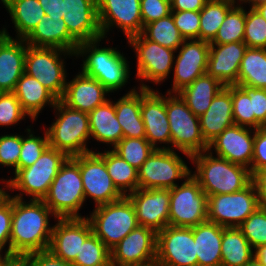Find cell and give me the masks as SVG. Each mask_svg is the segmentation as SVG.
I'll use <instances>...</instances> for the list:
<instances>
[{
  "instance_id": "obj_1",
  "label": "cell",
  "mask_w": 266,
  "mask_h": 266,
  "mask_svg": "<svg viewBox=\"0 0 266 266\" xmlns=\"http://www.w3.org/2000/svg\"><path fill=\"white\" fill-rule=\"evenodd\" d=\"M49 215L57 219L42 200L26 202L12 197L10 254L48 250L53 232Z\"/></svg>"
},
{
  "instance_id": "obj_2",
  "label": "cell",
  "mask_w": 266,
  "mask_h": 266,
  "mask_svg": "<svg viewBox=\"0 0 266 266\" xmlns=\"http://www.w3.org/2000/svg\"><path fill=\"white\" fill-rule=\"evenodd\" d=\"M190 160L196 165V171L191 175L207 197L238 192L252 182L250 169L213 156V152L208 150L191 156Z\"/></svg>"
},
{
  "instance_id": "obj_3",
  "label": "cell",
  "mask_w": 266,
  "mask_h": 266,
  "mask_svg": "<svg viewBox=\"0 0 266 266\" xmlns=\"http://www.w3.org/2000/svg\"><path fill=\"white\" fill-rule=\"evenodd\" d=\"M98 38L81 42L77 47L75 57H83L81 72L98 80L109 92L122 89L131 75L127 58L115 47L100 46ZM100 46V47H99Z\"/></svg>"
},
{
  "instance_id": "obj_4",
  "label": "cell",
  "mask_w": 266,
  "mask_h": 266,
  "mask_svg": "<svg viewBox=\"0 0 266 266\" xmlns=\"http://www.w3.org/2000/svg\"><path fill=\"white\" fill-rule=\"evenodd\" d=\"M53 110L55 122L46 130L49 146L74 157L93 150L88 148L91 138L88 113L72 109L58 100Z\"/></svg>"
},
{
  "instance_id": "obj_5",
  "label": "cell",
  "mask_w": 266,
  "mask_h": 266,
  "mask_svg": "<svg viewBox=\"0 0 266 266\" xmlns=\"http://www.w3.org/2000/svg\"><path fill=\"white\" fill-rule=\"evenodd\" d=\"M68 158L64 152L48 146L33 165L19 169L14 177L9 179V191H20L12 197L24 199L23 195H26L31 197L30 200H43Z\"/></svg>"
},
{
  "instance_id": "obj_6",
  "label": "cell",
  "mask_w": 266,
  "mask_h": 266,
  "mask_svg": "<svg viewBox=\"0 0 266 266\" xmlns=\"http://www.w3.org/2000/svg\"><path fill=\"white\" fill-rule=\"evenodd\" d=\"M42 201L57 218H84L79 213L86 201L80 167L71 157L61 166Z\"/></svg>"
},
{
  "instance_id": "obj_7",
  "label": "cell",
  "mask_w": 266,
  "mask_h": 266,
  "mask_svg": "<svg viewBox=\"0 0 266 266\" xmlns=\"http://www.w3.org/2000/svg\"><path fill=\"white\" fill-rule=\"evenodd\" d=\"M166 113L171 132V150L181 151L188 159L191 156L206 151L199 117L188 107L178 93L166 94ZM173 147V148H172Z\"/></svg>"
},
{
  "instance_id": "obj_8",
  "label": "cell",
  "mask_w": 266,
  "mask_h": 266,
  "mask_svg": "<svg viewBox=\"0 0 266 266\" xmlns=\"http://www.w3.org/2000/svg\"><path fill=\"white\" fill-rule=\"evenodd\" d=\"M86 218L93 233L109 250L139 226L134 206L127 196L96 206Z\"/></svg>"
},
{
  "instance_id": "obj_9",
  "label": "cell",
  "mask_w": 266,
  "mask_h": 266,
  "mask_svg": "<svg viewBox=\"0 0 266 266\" xmlns=\"http://www.w3.org/2000/svg\"><path fill=\"white\" fill-rule=\"evenodd\" d=\"M75 53L58 48L33 47L27 44L24 72L37 79L59 100L63 97L67 80L65 56ZM64 56V57H62Z\"/></svg>"
},
{
  "instance_id": "obj_10",
  "label": "cell",
  "mask_w": 266,
  "mask_h": 266,
  "mask_svg": "<svg viewBox=\"0 0 266 266\" xmlns=\"http://www.w3.org/2000/svg\"><path fill=\"white\" fill-rule=\"evenodd\" d=\"M138 171V188L171 189L191 175L187 163L171 149H155Z\"/></svg>"
},
{
  "instance_id": "obj_11",
  "label": "cell",
  "mask_w": 266,
  "mask_h": 266,
  "mask_svg": "<svg viewBox=\"0 0 266 266\" xmlns=\"http://www.w3.org/2000/svg\"><path fill=\"white\" fill-rule=\"evenodd\" d=\"M127 43L133 47L137 57V73L135 75L137 80H141L138 89H153L143 81L156 85L165 82L173 70L176 50L146 39L141 33L130 37Z\"/></svg>"
},
{
  "instance_id": "obj_12",
  "label": "cell",
  "mask_w": 266,
  "mask_h": 266,
  "mask_svg": "<svg viewBox=\"0 0 266 266\" xmlns=\"http://www.w3.org/2000/svg\"><path fill=\"white\" fill-rule=\"evenodd\" d=\"M208 197L198 181L189 175L181 185L170 189L169 225L194 227L207 221Z\"/></svg>"
},
{
  "instance_id": "obj_13",
  "label": "cell",
  "mask_w": 266,
  "mask_h": 266,
  "mask_svg": "<svg viewBox=\"0 0 266 266\" xmlns=\"http://www.w3.org/2000/svg\"><path fill=\"white\" fill-rule=\"evenodd\" d=\"M259 207L256 189L251 182L238 192L208 196L207 221L224 228L239 227Z\"/></svg>"
},
{
  "instance_id": "obj_14",
  "label": "cell",
  "mask_w": 266,
  "mask_h": 266,
  "mask_svg": "<svg viewBox=\"0 0 266 266\" xmlns=\"http://www.w3.org/2000/svg\"><path fill=\"white\" fill-rule=\"evenodd\" d=\"M80 167L85 200L93 199L95 207L117 201L123 195L114 186L104 159L95 151L71 157Z\"/></svg>"
},
{
  "instance_id": "obj_15",
  "label": "cell",
  "mask_w": 266,
  "mask_h": 266,
  "mask_svg": "<svg viewBox=\"0 0 266 266\" xmlns=\"http://www.w3.org/2000/svg\"><path fill=\"white\" fill-rule=\"evenodd\" d=\"M158 266H198L193 227L166 226L157 232Z\"/></svg>"
},
{
  "instance_id": "obj_16",
  "label": "cell",
  "mask_w": 266,
  "mask_h": 266,
  "mask_svg": "<svg viewBox=\"0 0 266 266\" xmlns=\"http://www.w3.org/2000/svg\"><path fill=\"white\" fill-rule=\"evenodd\" d=\"M177 50L178 55H175L173 64L172 89H168L166 93H178L207 73L209 42L200 39L184 40Z\"/></svg>"
},
{
  "instance_id": "obj_17",
  "label": "cell",
  "mask_w": 266,
  "mask_h": 266,
  "mask_svg": "<svg viewBox=\"0 0 266 266\" xmlns=\"http://www.w3.org/2000/svg\"><path fill=\"white\" fill-rule=\"evenodd\" d=\"M157 233L138 226L110 250L111 266H134L156 262Z\"/></svg>"
},
{
  "instance_id": "obj_18",
  "label": "cell",
  "mask_w": 266,
  "mask_h": 266,
  "mask_svg": "<svg viewBox=\"0 0 266 266\" xmlns=\"http://www.w3.org/2000/svg\"><path fill=\"white\" fill-rule=\"evenodd\" d=\"M97 11L103 38L111 28H119L127 40L142 32L140 0H97Z\"/></svg>"
},
{
  "instance_id": "obj_19",
  "label": "cell",
  "mask_w": 266,
  "mask_h": 266,
  "mask_svg": "<svg viewBox=\"0 0 266 266\" xmlns=\"http://www.w3.org/2000/svg\"><path fill=\"white\" fill-rule=\"evenodd\" d=\"M141 117L145 138L155 149H171V132L166 113V95L154 89H141ZM162 145L161 147L158 144ZM170 144V145H169Z\"/></svg>"
},
{
  "instance_id": "obj_20",
  "label": "cell",
  "mask_w": 266,
  "mask_h": 266,
  "mask_svg": "<svg viewBox=\"0 0 266 266\" xmlns=\"http://www.w3.org/2000/svg\"><path fill=\"white\" fill-rule=\"evenodd\" d=\"M140 226L156 233L169 225L170 189H140L127 194Z\"/></svg>"
},
{
  "instance_id": "obj_21",
  "label": "cell",
  "mask_w": 266,
  "mask_h": 266,
  "mask_svg": "<svg viewBox=\"0 0 266 266\" xmlns=\"http://www.w3.org/2000/svg\"><path fill=\"white\" fill-rule=\"evenodd\" d=\"M48 250L56 257L73 263L81 244L93 233L89 220L84 218H57Z\"/></svg>"
},
{
  "instance_id": "obj_22",
  "label": "cell",
  "mask_w": 266,
  "mask_h": 266,
  "mask_svg": "<svg viewBox=\"0 0 266 266\" xmlns=\"http://www.w3.org/2000/svg\"><path fill=\"white\" fill-rule=\"evenodd\" d=\"M254 138L255 129L234 124L211 141L207 150L209 152L214 150L216 156L242 165L251 172Z\"/></svg>"
},
{
  "instance_id": "obj_23",
  "label": "cell",
  "mask_w": 266,
  "mask_h": 266,
  "mask_svg": "<svg viewBox=\"0 0 266 266\" xmlns=\"http://www.w3.org/2000/svg\"><path fill=\"white\" fill-rule=\"evenodd\" d=\"M63 20L69 34L78 42L103 37L97 11V0H63Z\"/></svg>"
},
{
  "instance_id": "obj_24",
  "label": "cell",
  "mask_w": 266,
  "mask_h": 266,
  "mask_svg": "<svg viewBox=\"0 0 266 266\" xmlns=\"http://www.w3.org/2000/svg\"><path fill=\"white\" fill-rule=\"evenodd\" d=\"M26 52L25 40L13 38L3 26L0 30V93L14 92L24 74Z\"/></svg>"
},
{
  "instance_id": "obj_25",
  "label": "cell",
  "mask_w": 266,
  "mask_h": 266,
  "mask_svg": "<svg viewBox=\"0 0 266 266\" xmlns=\"http://www.w3.org/2000/svg\"><path fill=\"white\" fill-rule=\"evenodd\" d=\"M246 49L244 42L210 44L207 73L224 86L238 85V74Z\"/></svg>"
},
{
  "instance_id": "obj_26",
  "label": "cell",
  "mask_w": 266,
  "mask_h": 266,
  "mask_svg": "<svg viewBox=\"0 0 266 266\" xmlns=\"http://www.w3.org/2000/svg\"><path fill=\"white\" fill-rule=\"evenodd\" d=\"M109 92L98 80L81 71L71 81L68 80L63 97L60 99L68 107L90 113L97 106L109 100Z\"/></svg>"
},
{
  "instance_id": "obj_27",
  "label": "cell",
  "mask_w": 266,
  "mask_h": 266,
  "mask_svg": "<svg viewBox=\"0 0 266 266\" xmlns=\"http://www.w3.org/2000/svg\"><path fill=\"white\" fill-rule=\"evenodd\" d=\"M24 40L33 47L58 48L72 53H76L79 45L69 34L63 18H49L46 14Z\"/></svg>"
},
{
  "instance_id": "obj_28",
  "label": "cell",
  "mask_w": 266,
  "mask_h": 266,
  "mask_svg": "<svg viewBox=\"0 0 266 266\" xmlns=\"http://www.w3.org/2000/svg\"><path fill=\"white\" fill-rule=\"evenodd\" d=\"M202 136L207 144L224 129L234 125L231 85L225 86L212 100L208 110L199 117Z\"/></svg>"
},
{
  "instance_id": "obj_29",
  "label": "cell",
  "mask_w": 266,
  "mask_h": 266,
  "mask_svg": "<svg viewBox=\"0 0 266 266\" xmlns=\"http://www.w3.org/2000/svg\"><path fill=\"white\" fill-rule=\"evenodd\" d=\"M20 102L22 110L31 121H36L39 113L47 105L54 108L59 100L51 91L44 87L37 79L24 74L20 77L13 92Z\"/></svg>"
},
{
  "instance_id": "obj_30",
  "label": "cell",
  "mask_w": 266,
  "mask_h": 266,
  "mask_svg": "<svg viewBox=\"0 0 266 266\" xmlns=\"http://www.w3.org/2000/svg\"><path fill=\"white\" fill-rule=\"evenodd\" d=\"M90 136L112 148L123 138V130L118 122L114 101L107 100L88 113Z\"/></svg>"
},
{
  "instance_id": "obj_31",
  "label": "cell",
  "mask_w": 266,
  "mask_h": 266,
  "mask_svg": "<svg viewBox=\"0 0 266 266\" xmlns=\"http://www.w3.org/2000/svg\"><path fill=\"white\" fill-rule=\"evenodd\" d=\"M224 227L206 221L193 227L198 266H221Z\"/></svg>"
},
{
  "instance_id": "obj_32",
  "label": "cell",
  "mask_w": 266,
  "mask_h": 266,
  "mask_svg": "<svg viewBox=\"0 0 266 266\" xmlns=\"http://www.w3.org/2000/svg\"><path fill=\"white\" fill-rule=\"evenodd\" d=\"M136 86L118 99L116 116L123 130V138H145V125L141 117V88Z\"/></svg>"
},
{
  "instance_id": "obj_33",
  "label": "cell",
  "mask_w": 266,
  "mask_h": 266,
  "mask_svg": "<svg viewBox=\"0 0 266 266\" xmlns=\"http://www.w3.org/2000/svg\"><path fill=\"white\" fill-rule=\"evenodd\" d=\"M224 87L219 80L205 73L184 87L178 94L186 102L187 107L200 117L208 110L213 98Z\"/></svg>"
},
{
  "instance_id": "obj_34",
  "label": "cell",
  "mask_w": 266,
  "mask_h": 266,
  "mask_svg": "<svg viewBox=\"0 0 266 266\" xmlns=\"http://www.w3.org/2000/svg\"><path fill=\"white\" fill-rule=\"evenodd\" d=\"M11 17L18 39H25L45 15L39 0H1Z\"/></svg>"
},
{
  "instance_id": "obj_35",
  "label": "cell",
  "mask_w": 266,
  "mask_h": 266,
  "mask_svg": "<svg viewBox=\"0 0 266 266\" xmlns=\"http://www.w3.org/2000/svg\"><path fill=\"white\" fill-rule=\"evenodd\" d=\"M221 255V266H242L254 256V250L238 227L224 228Z\"/></svg>"
},
{
  "instance_id": "obj_36",
  "label": "cell",
  "mask_w": 266,
  "mask_h": 266,
  "mask_svg": "<svg viewBox=\"0 0 266 266\" xmlns=\"http://www.w3.org/2000/svg\"><path fill=\"white\" fill-rule=\"evenodd\" d=\"M97 153L104 159L114 186L123 196H127V194L134 192L138 188L137 169L132 167L112 149H105L104 152Z\"/></svg>"
},
{
  "instance_id": "obj_37",
  "label": "cell",
  "mask_w": 266,
  "mask_h": 266,
  "mask_svg": "<svg viewBox=\"0 0 266 266\" xmlns=\"http://www.w3.org/2000/svg\"><path fill=\"white\" fill-rule=\"evenodd\" d=\"M238 85L266 89V49L245 50L238 74Z\"/></svg>"
},
{
  "instance_id": "obj_38",
  "label": "cell",
  "mask_w": 266,
  "mask_h": 266,
  "mask_svg": "<svg viewBox=\"0 0 266 266\" xmlns=\"http://www.w3.org/2000/svg\"><path fill=\"white\" fill-rule=\"evenodd\" d=\"M235 5V0H208L200 10L199 39L210 43Z\"/></svg>"
},
{
  "instance_id": "obj_39",
  "label": "cell",
  "mask_w": 266,
  "mask_h": 266,
  "mask_svg": "<svg viewBox=\"0 0 266 266\" xmlns=\"http://www.w3.org/2000/svg\"><path fill=\"white\" fill-rule=\"evenodd\" d=\"M141 34L146 39L173 50H177L185 40L175 26L172 14L144 25Z\"/></svg>"
},
{
  "instance_id": "obj_40",
  "label": "cell",
  "mask_w": 266,
  "mask_h": 266,
  "mask_svg": "<svg viewBox=\"0 0 266 266\" xmlns=\"http://www.w3.org/2000/svg\"><path fill=\"white\" fill-rule=\"evenodd\" d=\"M245 7L235 5L226 15L215 38L210 44L243 42L245 28Z\"/></svg>"
},
{
  "instance_id": "obj_41",
  "label": "cell",
  "mask_w": 266,
  "mask_h": 266,
  "mask_svg": "<svg viewBox=\"0 0 266 266\" xmlns=\"http://www.w3.org/2000/svg\"><path fill=\"white\" fill-rule=\"evenodd\" d=\"M112 150L138 170L155 148L146 138H122Z\"/></svg>"
},
{
  "instance_id": "obj_42",
  "label": "cell",
  "mask_w": 266,
  "mask_h": 266,
  "mask_svg": "<svg viewBox=\"0 0 266 266\" xmlns=\"http://www.w3.org/2000/svg\"><path fill=\"white\" fill-rule=\"evenodd\" d=\"M74 266H111L110 250L106 245L92 233L78 252Z\"/></svg>"
},
{
  "instance_id": "obj_43",
  "label": "cell",
  "mask_w": 266,
  "mask_h": 266,
  "mask_svg": "<svg viewBox=\"0 0 266 266\" xmlns=\"http://www.w3.org/2000/svg\"><path fill=\"white\" fill-rule=\"evenodd\" d=\"M245 9L244 40L247 48L266 49V20L255 8Z\"/></svg>"
},
{
  "instance_id": "obj_44",
  "label": "cell",
  "mask_w": 266,
  "mask_h": 266,
  "mask_svg": "<svg viewBox=\"0 0 266 266\" xmlns=\"http://www.w3.org/2000/svg\"><path fill=\"white\" fill-rule=\"evenodd\" d=\"M27 136H22L21 153L18 162V170L30 167L49 146L46 130L43 137L35 136L30 128H26Z\"/></svg>"
},
{
  "instance_id": "obj_45",
  "label": "cell",
  "mask_w": 266,
  "mask_h": 266,
  "mask_svg": "<svg viewBox=\"0 0 266 266\" xmlns=\"http://www.w3.org/2000/svg\"><path fill=\"white\" fill-rule=\"evenodd\" d=\"M233 120L236 125L255 129V114H252V100L237 85H231Z\"/></svg>"
},
{
  "instance_id": "obj_46",
  "label": "cell",
  "mask_w": 266,
  "mask_h": 266,
  "mask_svg": "<svg viewBox=\"0 0 266 266\" xmlns=\"http://www.w3.org/2000/svg\"><path fill=\"white\" fill-rule=\"evenodd\" d=\"M253 250L266 245V209L258 208L238 227Z\"/></svg>"
},
{
  "instance_id": "obj_47",
  "label": "cell",
  "mask_w": 266,
  "mask_h": 266,
  "mask_svg": "<svg viewBox=\"0 0 266 266\" xmlns=\"http://www.w3.org/2000/svg\"><path fill=\"white\" fill-rule=\"evenodd\" d=\"M22 135L4 134L0 136V166L13 168L18 171V162L21 153Z\"/></svg>"
},
{
  "instance_id": "obj_48",
  "label": "cell",
  "mask_w": 266,
  "mask_h": 266,
  "mask_svg": "<svg viewBox=\"0 0 266 266\" xmlns=\"http://www.w3.org/2000/svg\"><path fill=\"white\" fill-rule=\"evenodd\" d=\"M28 115L22 110L13 92L0 93V126H13Z\"/></svg>"
},
{
  "instance_id": "obj_49",
  "label": "cell",
  "mask_w": 266,
  "mask_h": 266,
  "mask_svg": "<svg viewBox=\"0 0 266 266\" xmlns=\"http://www.w3.org/2000/svg\"><path fill=\"white\" fill-rule=\"evenodd\" d=\"M171 14L185 40L199 39L200 11H171Z\"/></svg>"
},
{
  "instance_id": "obj_50",
  "label": "cell",
  "mask_w": 266,
  "mask_h": 266,
  "mask_svg": "<svg viewBox=\"0 0 266 266\" xmlns=\"http://www.w3.org/2000/svg\"><path fill=\"white\" fill-rule=\"evenodd\" d=\"M239 86L252 100V114H255V129L266 126V89Z\"/></svg>"
},
{
  "instance_id": "obj_51",
  "label": "cell",
  "mask_w": 266,
  "mask_h": 266,
  "mask_svg": "<svg viewBox=\"0 0 266 266\" xmlns=\"http://www.w3.org/2000/svg\"><path fill=\"white\" fill-rule=\"evenodd\" d=\"M143 26L171 14L170 0H140Z\"/></svg>"
},
{
  "instance_id": "obj_52",
  "label": "cell",
  "mask_w": 266,
  "mask_h": 266,
  "mask_svg": "<svg viewBox=\"0 0 266 266\" xmlns=\"http://www.w3.org/2000/svg\"><path fill=\"white\" fill-rule=\"evenodd\" d=\"M12 221V196H10L0 204V252L5 248V255L10 254V233Z\"/></svg>"
},
{
  "instance_id": "obj_53",
  "label": "cell",
  "mask_w": 266,
  "mask_h": 266,
  "mask_svg": "<svg viewBox=\"0 0 266 266\" xmlns=\"http://www.w3.org/2000/svg\"><path fill=\"white\" fill-rule=\"evenodd\" d=\"M266 168V126L255 129L251 175Z\"/></svg>"
},
{
  "instance_id": "obj_54",
  "label": "cell",
  "mask_w": 266,
  "mask_h": 266,
  "mask_svg": "<svg viewBox=\"0 0 266 266\" xmlns=\"http://www.w3.org/2000/svg\"><path fill=\"white\" fill-rule=\"evenodd\" d=\"M30 266H74L54 256L49 250L29 254Z\"/></svg>"
},
{
  "instance_id": "obj_55",
  "label": "cell",
  "mask_w": 266,
  "mask_h": 266,
  "mask_svg": "<svg viewBox=\"0 0 266 266\" xmlns=\"http://www.w3.org/2000/svg\"><path fill=\"white\" fill-rule=\"evenodd\" d=\"M252 183L256 189L260 208L266 209V168L252 174Z\"/></svg>"
},
{
  "instance_id": "obj_56",
  "label": "cell",
  "mask_w": 266,
  "mask_h": 266,
  "mask_svg": "<svg viewBox=\"0 0 266 266\" xmlns=\"http://www.w3.org/2000/svg\"><path fill=\"white\" fill-rule=\"evenodd\" d=\"M208 0H170L171 11H200Z\"/></svg>"
},
{
  "instance_id": "obj_57",
  "label": "cell",
  "mask_w": 266,
  "mask_h": 266,
  "mask_svg": "<svg viewBox=\"0 0 266 266\" xmlns=\"http://www.w3.org/2000/svg\"><path fill=\"white\" fill-rule=\"evenodd\" d=\"M49 18H63V0H39Z\"/></svg>"
},
{
  "instance_id": "obj_58",
  "label": "cell",
  "mask_w": 266,
  "mask_h": 266,
  "mask_svg": "<svg viewBox=\"0 0 266 266\" xmlns=\"http://www.w3.org/2000/svg\"><path fill=\"white\" fill-rule=\"evenodd\" d=\"M0 266H30L29 254H8L0 260Z\"/></svg>"
},
{
  "instance_id": "obj_59",
  "label": "cell",
  "mask_w": 266,
  "mask_h": 266,
  "mask_svg": "<svg viewBox=\"0 0 266 266\" xmlns=\"http://www.w3.org/2000/svg\"><path fill=\"white\" fill-rule=\"evenodd\" d=\"M254 256L263 266H266V245L257 247L254 250Z\"/></svg>"
},
{
  "instance_id": "obj_60",
  "label": "cell",
  "mask_w": 266,
  "mask_h": 266,
  "mask_svg": "<svg viewBox=\"0 0 266 266\" xmlns=\"http://www.w3.org/2000/svg\"><path fill=\"white\" fill-rule=\"evenodd\" d=\"M2 182L1 183H4V187H6V190L5 188L3 187H0V204L5 201L9 196L10 194L8 193L9 191H7V189L9 190V179H0ZM6 185V186H5Z\"/></svg>"
},
{
  "instance_id": "obj_61",
  "label": "cell",
  "mask_w": 266,
  "mask_h": 266,
  "mask_svg": "<svg viewBox=\"0 0 266 266\" xmlns=\"http://www.w3.org/2000/svg\"><path fill=\"white\" fill-rule=\"evenodd\" d=\"M235 1H236V4L240 6H242L245 3L246 4L249 3L250 4L249 6H251L250 8H255L258 5L266 2V0H235Z\"/></svg>"
},
{
  "instance_id": "obj_62",
  "label": "cell",
  "mask_w": 266,
  "mask_h": 266,
  "mask_svg": "<svg viewBox=\"0 0 266 266\" xmlns=\"http://www.w3.org/2000/svg\"><path fill=\"white\" fill-rule=\"evenodd\" d=\"M255 9L261 14V16L266 20V2L258 5Z\"/></svg>"
},
{
  "instance_id": "obj_63",
  "label": "cell",
  "mask_w": 266,
  "mask_h": 266,
  "mask_svg": "<svg viewBox=\"0 0 266 266\" xmlns=\"http://www.w3.org/2000/svg\"><path fill=\"white\" fill-rule=\"evenodd\" d=\"M242 266H263L256 258L253 256L247 263Z\"/></svg>"
},
{
  "instance_id": "obj_64",
  "label": "cell",
  "mask_w": 266,
  "mask_h": 266,
  "mask_svg": "<svg viewBox=\"0 0 266 266\" xmlns=\"http://www.w3.org/2000/svg\"><path fill=\"white\" fill-rule=\"evenodd\" d=\"M134 266H158L156 262L145 264V265H134Z\"/></svg>"
},
{
  "instance_id": "obj_65",
  "label": "cell",
  "mask_w": 266,
  "mask_h": 266,
  "mask_svg": "<svg viewBox=\"0 0 266 266\" xmlns=\"http://www.w3.org/2000/svg\"><path fill=\"white\" fill-rule=\"evenodd\" d=\"M3 255H5V254L0 252V260L2 259Z\"/></svg>"
}]
</instances>
